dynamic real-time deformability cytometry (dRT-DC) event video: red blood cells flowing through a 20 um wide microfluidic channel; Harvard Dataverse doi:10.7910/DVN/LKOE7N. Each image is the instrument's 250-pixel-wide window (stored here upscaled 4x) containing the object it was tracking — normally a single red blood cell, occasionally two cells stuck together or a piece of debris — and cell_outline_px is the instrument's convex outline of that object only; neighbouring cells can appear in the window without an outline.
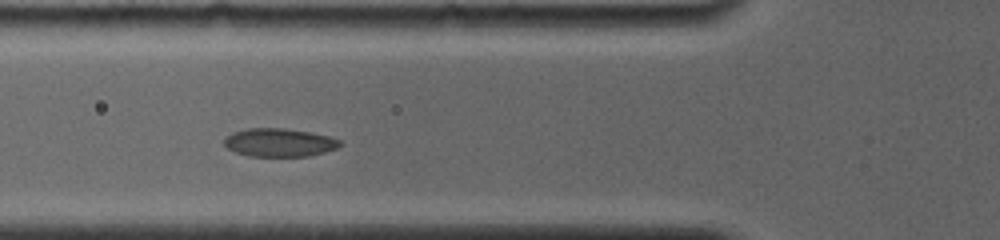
{"species": "common noctule bat (a hibernating species)", "species_latin": "Nyctalus noctula", "temperature_condition": "room temperature", "stored_images_in_passage": 21, "camera_frame_rate_fps": 4000, "um_per_image_px": 0.085, "animal": {"sex": "female", "body_mass_g": 19.0, "forearm_length_mm": 56.7}, "frame": {"image": 1, "passage_image": 8, "time_ms": 2.25, "image_size_px": [1000, 240], "cell_outline_px": [[344, 144], [336, 148], [324, 152], [308, 156], [248, 156], [236, 152], [228, 148], [224, 144], [224, 136], [232, 132], [248, 128], [284, 128], [308, 132], [328, 136], [340, 140]], "centroid_in_image_um": [23.72, 12.11], "position_along_channel_um": 102.1, "area_um2": 19.07}}
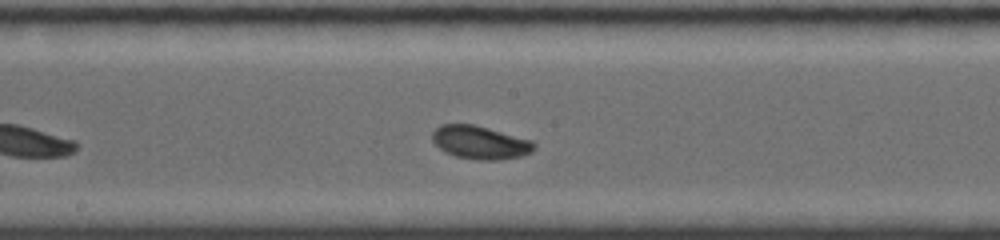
{"frame": {"image": 2, "passage_image": 15, "time_ms": 5.0, "image_size_px": [1000, 240], "cell_outline_px": [[536, 148], [532, 152], [520, 156], [496, 160], [480, 160], [456, 156], [444, 152], [432, 140], [432, 132], [440, 124], [472, 124], [488, 128], [532, 140], [536, 144]], "centroid_in_image_um": [40.81, 12.1], "position_along_channel_um": 207.4, "area_um2": 19.65}}
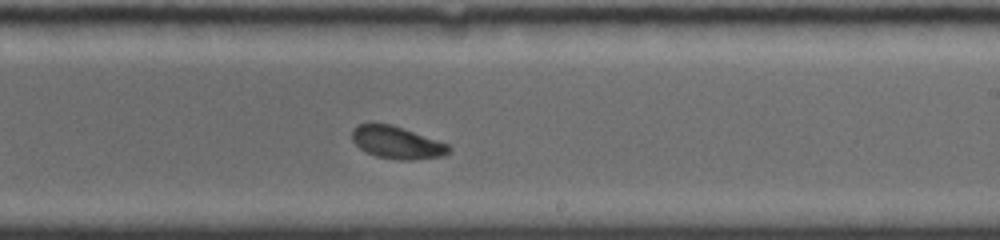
{"frame": {"image": 3, "passage_image": 18, "time_ms": 6.25, "image_size_px": [1000, 240], "cell_outline_px": [[452, 152], [444, 156], [412, 160], [400, 160], [376, 156], [360, 148], [352, 140], [352, 128], [360, 124], [392, 124], [448, 144], [452, 148]], "centroid_in_image_um": [33.78, 12.13], "position_along_channel_um": 255.2, "area_um2": 18.21}}